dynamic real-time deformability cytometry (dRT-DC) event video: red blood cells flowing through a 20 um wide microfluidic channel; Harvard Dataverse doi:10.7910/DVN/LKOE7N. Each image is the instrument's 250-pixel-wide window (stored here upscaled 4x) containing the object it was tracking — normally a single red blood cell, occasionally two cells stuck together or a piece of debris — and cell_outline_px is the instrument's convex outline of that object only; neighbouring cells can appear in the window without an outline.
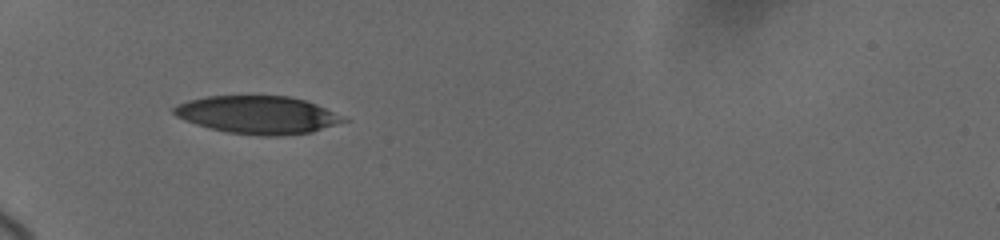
{"species": "human", "species_latin": "Homo sapiens", "temperature_condition": "cold", "stored_images_in_passage": 7, "camera_frame_rate_fps": 3000, "um_per_image_px": 0.085, "donor": {"sex": "female"}, "frame": {"image": 1, "passage_image": 2, "time_ms": 0.667, "image_size_px": [1000, 240], "cell_outline_px": [[352, 120], [312, 132], [280, 136], [260, 136], [228, 132], [196, 124], [184, 120], [176, 116], [172, 112], [172, 108], [176, 104], [188, 100], [208, 96], [288, 96], [304, 100], [316, 104], [344, 116]], "centroid_in_image_um": [21.93, 9.76], "position_along_channel_um": 63.1, "area_um2": 37.51}}
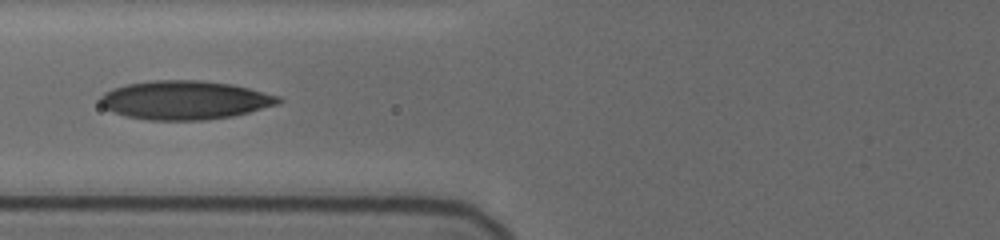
{"frame": {"image": 2, "passage_image": 5, "time_ms": 2.333, "image_size_px": [1000, 240], "cell_outline_px": [[284, 100], [280, 104], [232, 116], [208, 120], [148, 120], [124, 116], [112, 112], [104, 108], [100, 104], [100, 96], [104, 92], [112, 88], [128, 84], [148, 80], [200, 80], [232, 84], [280, 96]], "centroid_in_image_um": [15.69, 8.51], "position_along_channel_um": 110.1, "area_um2": 40.58}}